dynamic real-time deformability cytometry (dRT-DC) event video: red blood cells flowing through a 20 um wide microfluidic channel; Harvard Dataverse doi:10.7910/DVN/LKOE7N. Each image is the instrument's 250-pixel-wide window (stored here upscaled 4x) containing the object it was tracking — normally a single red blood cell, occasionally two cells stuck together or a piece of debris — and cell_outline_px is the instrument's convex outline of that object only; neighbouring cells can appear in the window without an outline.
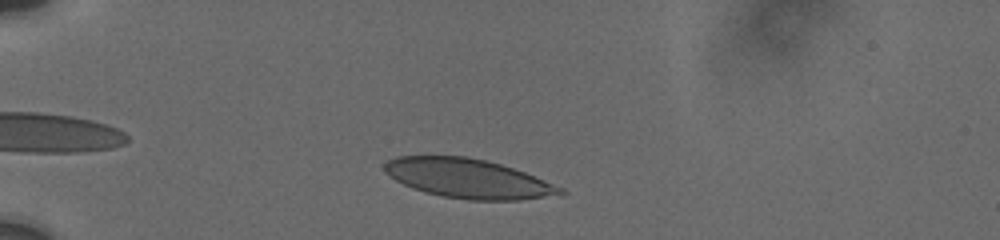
{"species": "human", "species_latin": "Homo sapiens", "temperature_condition": "cold", "stored_images_in_passage": 33, "camera_frame_rate_fps": 3000, "um_per_image_px": 0.085, "donor": {"sex": "male"}, "frame": {"image": 1, "passage_image": 9, "time_ms": 1.667, "image_size_px": [1000, 240], "cell_outline_px": [[568, 192], [564, 196], [520, 200], [468, 200], [444, 196], [424, 192], [412, 188], [396, 180], [384, 172], [384, 164], [388, 160], [396, 156], [464, 156], [484, 160], [500, 164], [524, 172], [564, 188]], "centroid_in_image_um": [39.85, 15.19], "position_along_channel_um": 45.2, "area_um2": 40.4}}
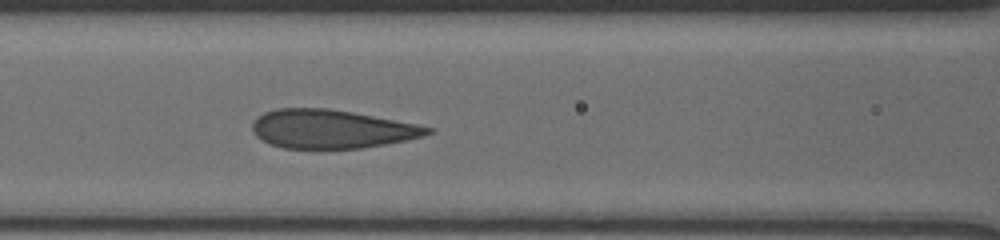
{"frame": {"image": 2, "passage_image": 22, "time_ms": 5.333, "image_size_px": [1000, 240], "cell_outline_px": [[432, 132], [424, 136], [408, 140], [364, 148], [284, 148], [268, 144], [256, 136], [252, 128], [252, 124], [264, 112], [276, 108], [328, 108], [352, 112], [416, 124], [432, 128]], "centroid_in_image_um": [28.17, 10.97], "position_along_channel_um": 138.4, "area_um2": 39.3}}
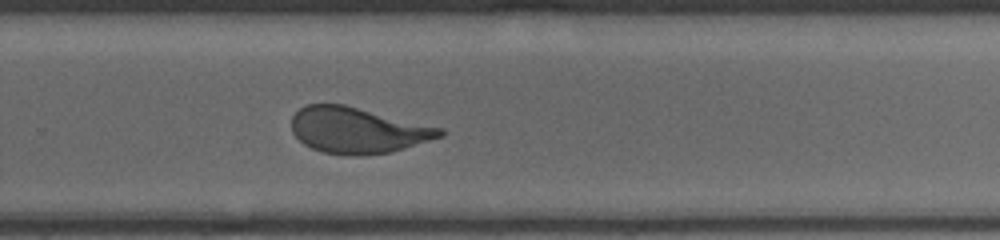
{"frame": {"image": 3, "passage_image": 33, "time_ms": 9.667, "image_size_px": [1000, 240], "cell_outline_px": [[444, 136], [404, 148], [388, 152], [360, 156], [324, 152], [312, 148], [304, 144], [292, 132], [292, 116], [304, 104], [344, 104], [444, 128]], "centroid_in_image_um": [30.41, 11.06], "position_along_channel_um": 299.4, "area_um2": 39.59}}